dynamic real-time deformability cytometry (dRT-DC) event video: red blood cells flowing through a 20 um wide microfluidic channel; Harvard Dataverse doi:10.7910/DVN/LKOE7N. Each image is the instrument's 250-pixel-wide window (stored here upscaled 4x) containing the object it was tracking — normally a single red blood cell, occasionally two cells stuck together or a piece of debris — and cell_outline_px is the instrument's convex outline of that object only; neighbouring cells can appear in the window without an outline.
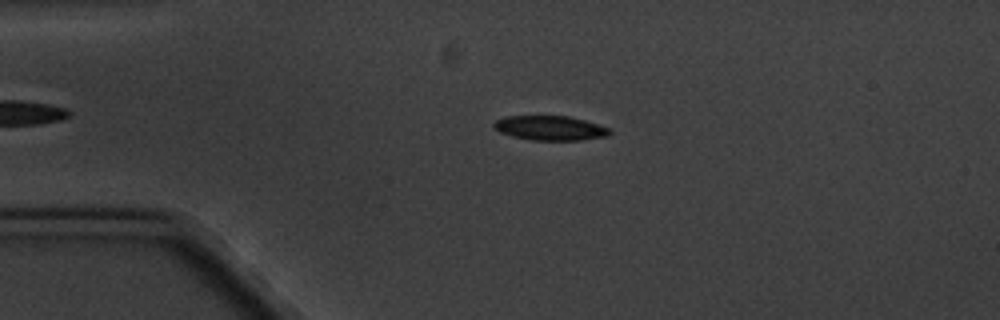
{"species": "common noctule bat (a hibernating species)", "species_latin": "Nyctalus noctula", "temperature_condition": "cold", "stored_images_in_passage": 4, "camera_frame_rate_fps": 3000, "um_per_image_px": 0.085, "animal": {"sex": "male", "body_mass_g": 20.1, "forearm_length_mm": 53.5}, "frame": {"image": 1, "passage_image": 3, "time_ms": 2.333, "image_size_px": [1000, 320], "cell_outline_px": [[612, 132], [608, 136], [580, 140], [532, 140], [512, 136], [500, 132], [492, 128], [492, 124], [496, 120], [504, 116], [568, 116], [584, 120], [608, 128]], "centroid_in_image_um": [46.72, 10.88], "position_along_channel_um": 38.3, "area_um2": 16.53}}